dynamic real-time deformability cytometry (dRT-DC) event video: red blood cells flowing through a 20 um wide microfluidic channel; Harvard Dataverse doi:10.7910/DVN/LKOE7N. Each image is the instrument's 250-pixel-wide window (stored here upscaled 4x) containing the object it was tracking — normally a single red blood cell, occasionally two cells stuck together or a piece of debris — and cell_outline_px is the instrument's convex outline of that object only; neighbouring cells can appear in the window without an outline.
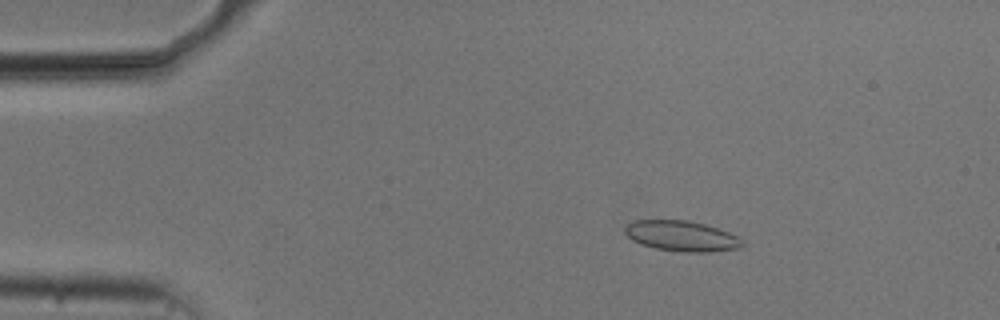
{"species": "common noctule bat (a hibernating species)", "species_latin": "Nyctalus noctula", "temperature_condition": "cold", "stored_images_in_passage": 47, "camera_frame_rate_fps": 3000, "um_per_image_px": 0.085, "animal": {"sex": "male", "body_mass_g": 20.5, "forearm_length_mm": 52.5}, "frame": {"image": 1, "passage_image": 2, "time_ms": 0.333, "image_size_px": [1000, 320], "cell_outline_px": [[744, 244], [740, 248], [712, 252], [684, 252], [656, 248], [640, 244], [632, 240], [624, 232], [624, 228], [632, 220], [688, 220], [704, 224], [728, 232], [736, 236]], "centroid_in_image_um": [57.91, 20.06], "position_along_channel_um": 27.1, "area_um2": 20.75}}
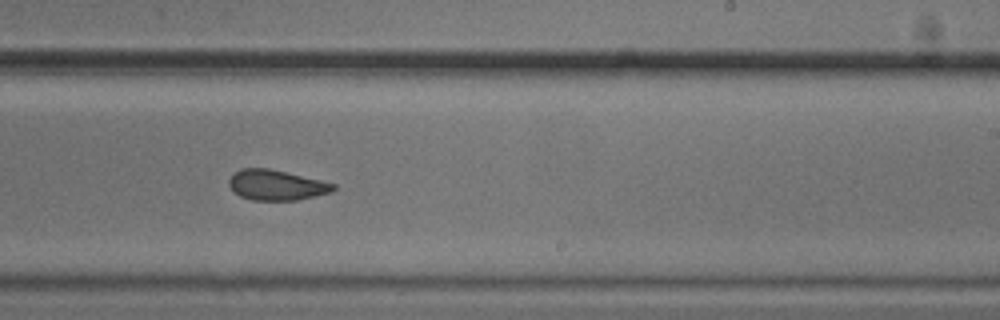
{"frame": {"image": 2, "passage_image": 26, "time_ms": 8.333, "image_size_px": [1000, 320], "cell_outline_px": [[336, 188], [332, 192], [296, 200], [252, 200], [240, 196], [228, 184], [228, 180], [240, 168], [268, 168], [320, 180], [336, 184]], "centroid_in_image_um": [23.5, 15.73], "position_along_channel_um": 265.5, "area_um2": 18.21}}
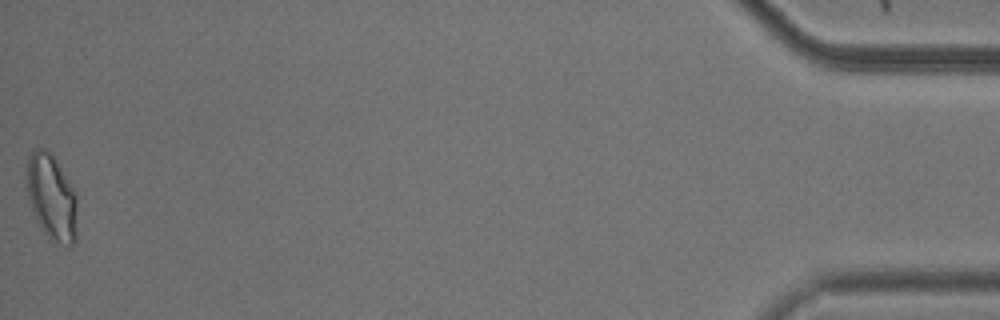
{"frame": {"image": 3, "passage_image": 47, "time_ms": 15.333, "image_size_px": [1000, 320], "cell_outline_px": [[76, 240], [68, 248], [48, 240], [36, 220], [28, 204], [24, 172], [28, 156], [36, 148], [44, 148], [56, 160], [76, 192]], "centroid_in_image_um": [4.34, 16.81], "position_along_channel_um": 430.9, "area_um2": 26.13}, "authors_computed_cell_mechanics": {"area_um2": 19.7098, "velocity_mm_per_s": 3.7324, "shape_relaxation_time_tau1_ms": null, "shape_relaxation_time_tau2_ms": 1.8949, "deformation_change_tau1": null, "deformation_change_tau2": 0.0634}}